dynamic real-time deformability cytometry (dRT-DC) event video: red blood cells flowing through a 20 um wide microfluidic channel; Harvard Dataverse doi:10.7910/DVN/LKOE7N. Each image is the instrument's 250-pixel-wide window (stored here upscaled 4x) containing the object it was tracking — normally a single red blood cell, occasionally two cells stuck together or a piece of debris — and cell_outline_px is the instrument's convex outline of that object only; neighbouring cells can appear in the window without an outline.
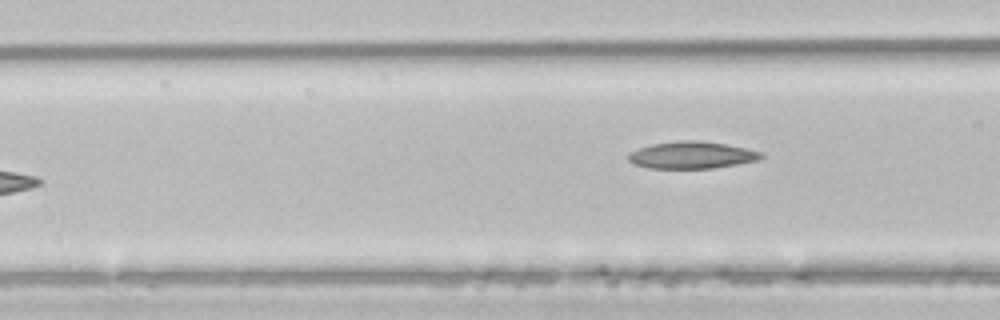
{"species": "common noctule bat (a hibernating species)", "species_latin": "Nyctalus noctula", "temperature_condition": "room temperature", "stored_images_in_passage": 5, "camera_frame_rate_fps": 3000, "um_per_image_px": 0.085, "animal": {"sex": "male", "body_mass_g": 21.5, "forearm_length_mm": 52.0}, "frame": {"image": 1, "passage_image": 5, "time_ms": 1.333, "image_size_px": [1000, 320], "cell_outline_px": [[764, 156], [756, 160], [736, 164], [712, 168], [648, 168], [632, 164], [628, 160], [628, 152], [652, 144], [684, 140], [700, 140], [724, 144], [744, 148], [760, 152]], "centroid_in_image_um": [58.73, 13.18], "position_along_channel_um": 107.9, "area_um2": 20.69}}